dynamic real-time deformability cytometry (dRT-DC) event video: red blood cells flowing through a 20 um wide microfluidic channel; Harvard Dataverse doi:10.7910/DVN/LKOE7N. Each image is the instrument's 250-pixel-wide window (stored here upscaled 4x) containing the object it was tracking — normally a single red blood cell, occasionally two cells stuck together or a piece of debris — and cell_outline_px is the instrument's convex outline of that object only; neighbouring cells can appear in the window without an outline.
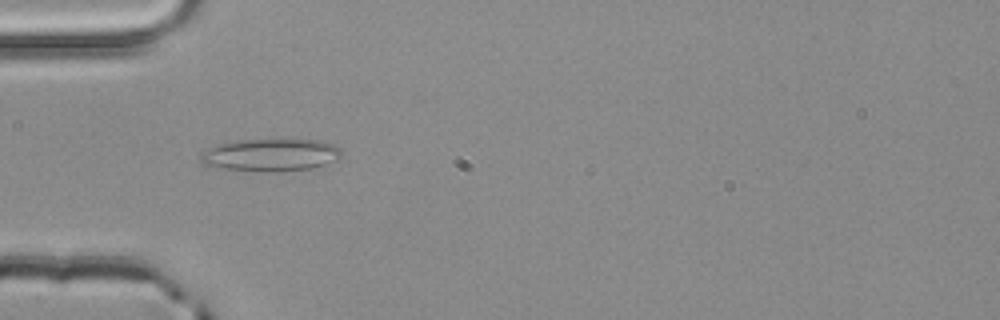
{"species": "common noctule bat (a hibernating species)", "species_latin": "Nyctalus noctula", "temperature_condition": "room temperature", "stored_images_in_passage": 3, "camera_frame_rate_fps": 3000, "um_per_image_px": 0.085, "animal": {"sex": "male", "body_mass_g": 20.4}, "frame": {"image": 1, "passage_image": 3, "time_ms": 0.667, "image_size_px": [1000, 320], "cell_outline_px": [[340, 156], [324, 164], [312, 168], [280, 172], [272, 172], [224, 168], [204, 164], [200, 160], [200, 156], [208, 148], [216, 144], [236, 140], [292, 136], [328, 140], [340, 148]], "centroid_in_image_um": [23.07, 13.09], "position_along_channel_um": 61.9, "area_um2": 27.8}}